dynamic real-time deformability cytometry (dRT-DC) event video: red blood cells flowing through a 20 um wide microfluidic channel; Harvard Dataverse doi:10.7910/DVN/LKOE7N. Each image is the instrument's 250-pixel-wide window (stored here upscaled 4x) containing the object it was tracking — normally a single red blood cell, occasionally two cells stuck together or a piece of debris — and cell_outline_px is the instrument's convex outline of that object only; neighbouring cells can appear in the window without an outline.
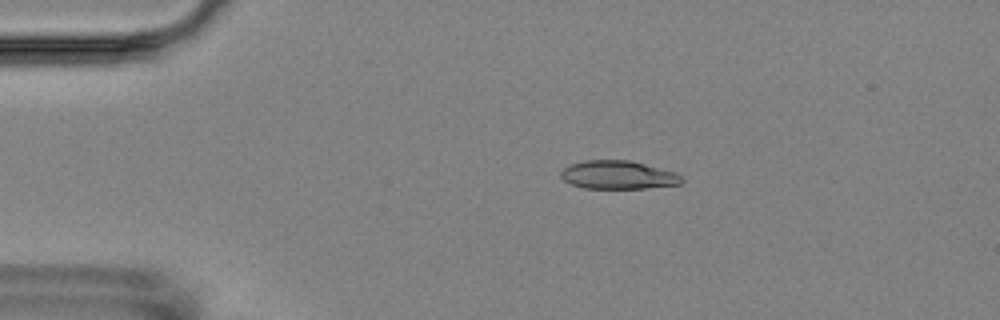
{"species": "Egyptian fruit bat (a non-hibernating species)", "species_latin": "Rousettus aegyptiacus", "temperature_condition": "room temperature", "stored_images_in_passage": 7, "camera_frame_rate_fps": 3000, "um_per_image_px": 0.085, "animal": {"sex": "female"}, "frame": {"image": 1, "passage_image": 4, "time_ms": 3.333, "image_size_px": [1000, 320], "cell_outline_px": [[684, 180], [680, 184], [644, 188], [584, 188], [572, 184], [564, 180], [560, 176], [560, 172], [568, 164], [584, 160], [628, 160], [676, 172]], "centroid_in_image_um": [52.51, 14.86], "position_along_channel_um": 32.5, "area_um2": 19.88}}
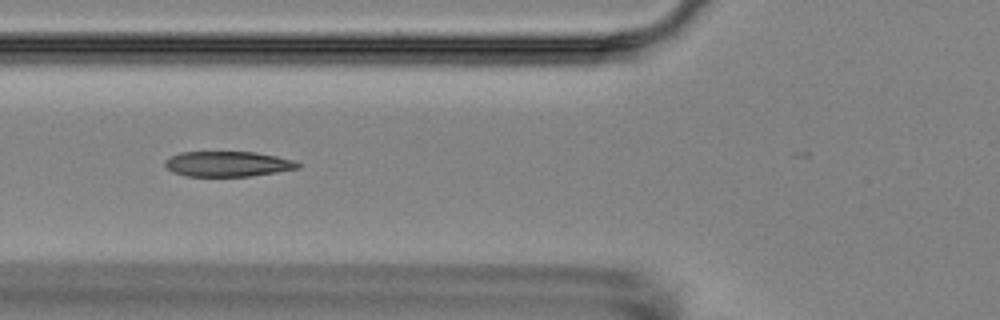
{"frame": {"image": 2, "passage_image": 6, "time_ms": 6.667, "image_size_px": [1000, 320], "cell_outline_px": [[300, 168], [252, 176], [184, 176], [172, 172], [164, 164], [164, 160], [180, 152], [256, 152], [276, 156], [292, 160], [300, 164]], "centroid_in_image_um": [19.34, 13.94], "position_along_channel_um": 106.5, "area_um2": 19.54}}